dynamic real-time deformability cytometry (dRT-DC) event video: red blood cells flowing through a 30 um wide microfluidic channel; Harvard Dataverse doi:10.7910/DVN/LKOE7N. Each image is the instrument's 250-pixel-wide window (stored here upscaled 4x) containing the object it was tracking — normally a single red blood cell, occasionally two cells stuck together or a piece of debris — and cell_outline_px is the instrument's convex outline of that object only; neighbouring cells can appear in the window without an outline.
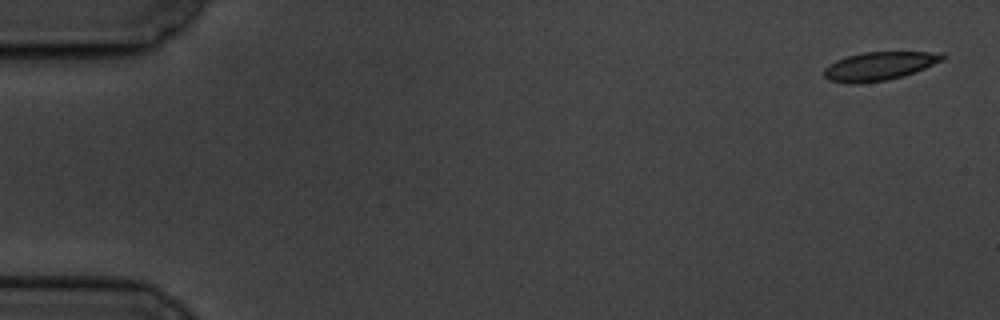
{"species": "common noctule bat (a hibernating species)", "species_latin": "Nyctalus noctula", "temperature_condition": "cold", "stored_images_in_passage": 6, "camera_frame_rate_fps": 3000, "um_per_image_px": 0.085, "animal": {"sex": "male", "body_mass_g": 19.5, "forearm_length_mm": 54.6}, "frame": {"image": 1, "passage_image": 1, "time_ms": 0.0, "image_size_px": [1000, 320], "cell_outline_px": [[944, 60], [904, 76], [888, 80], [856, 84], [852, 84], [828, 80], [824, 76], [824, 68], [828, 64], [836, 60], [848, 56], [864, 52], [944, 52]], "centroid_in_image_um": [74.72, 5.62], "position_along_channel_um": 10.3, "area_um2": 19.71}}